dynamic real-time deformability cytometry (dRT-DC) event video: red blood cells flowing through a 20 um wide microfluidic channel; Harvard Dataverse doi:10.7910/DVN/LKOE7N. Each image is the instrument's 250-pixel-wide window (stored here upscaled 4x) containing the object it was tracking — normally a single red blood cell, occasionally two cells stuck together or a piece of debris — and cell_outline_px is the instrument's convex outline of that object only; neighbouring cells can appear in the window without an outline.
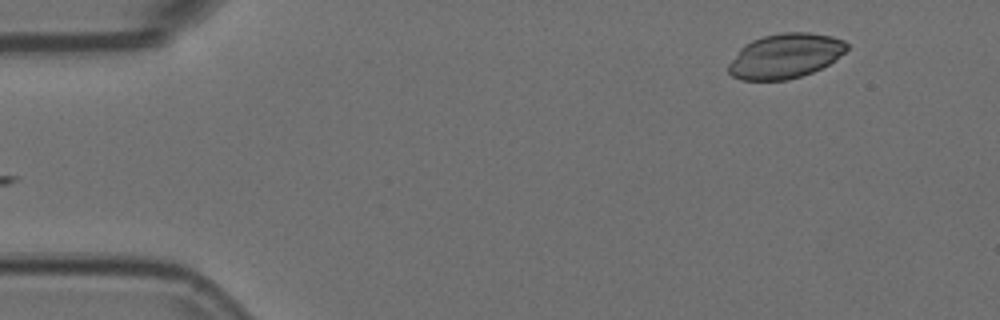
{"species": "Egyptian fruit bat (a non-hibernating species)", "species_latin": "Rousettus aegyptiacus", "temperature_condition": "room temperature", "stored_images_in_passage": 50, "camera_frame_rate_fps": 3000, "um_per_image_px": 0.085, "animal": {"sex": "female"}, "frame": {"image": 1, "passage_image": 1, "time_ms": 0.0, "image_size_px": [1000, 320], "cell_outline_px": [[848, 48], [844, 52], [828, 64], [812, 72], [788, 80], [740, 80], [732, 76], [728, 72], [728, 64], [740, 48], [744, 44], [752, 40], [764, 36], [784, 32], [808, 32], [832, 36], [844, 40], [848, 44]], "centroid_in_image_um": [66.72, 4.75], "position_along_channel_um": 18.3, "area_um2": 30.81}}
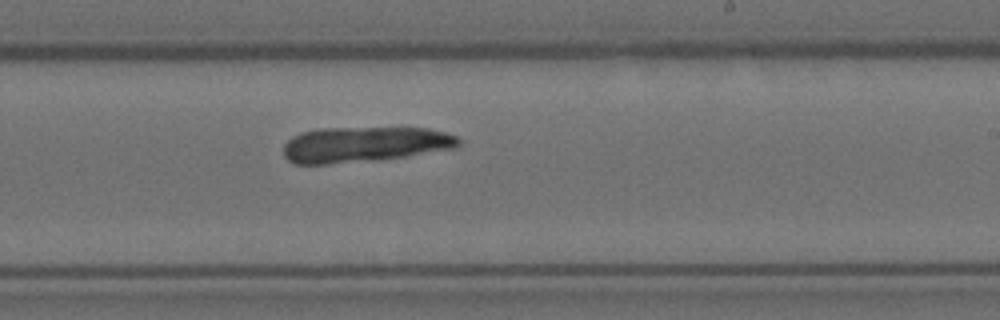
{"frame": {"image": 2, "passage_image": 28, "time_ms": 9.0, "image_size_px": [1000, 320], "cell_outline_px": [[460, 144], [456, 148], [404, 156], [376, 160], [328, 164], [296, 164], [288, 160], [284, 156], [284, 144], [292, 136], [300, 132], [316, 128], [428, 128], [444, 132], [456, 136], [460, 140]], "centroid_in_image_um": [30.94, 12.27], "position_along_channel_um": 258.1, "area_um2": 36.24}}
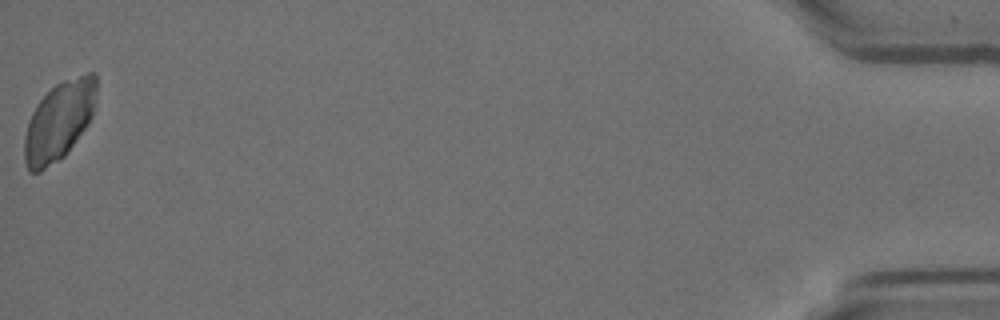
{"frame": {"image": 3, "passage_image": 50, "time_ms": 16.333, "image_size_px": [1000, 320], "cell_outline_px": [[96, 92], [92, 116], [88, 124], [64, 156], [40, 172], [28, 172], [24, 160], [24, 136], [28, 120], [36, 104], [56, 84], [64, 80], [88, 72], [96, 72]], "centroid_in_image_um": [5.0, 10.28], "position_along_channel_um": 430.2, "area_um2": 33.06}}